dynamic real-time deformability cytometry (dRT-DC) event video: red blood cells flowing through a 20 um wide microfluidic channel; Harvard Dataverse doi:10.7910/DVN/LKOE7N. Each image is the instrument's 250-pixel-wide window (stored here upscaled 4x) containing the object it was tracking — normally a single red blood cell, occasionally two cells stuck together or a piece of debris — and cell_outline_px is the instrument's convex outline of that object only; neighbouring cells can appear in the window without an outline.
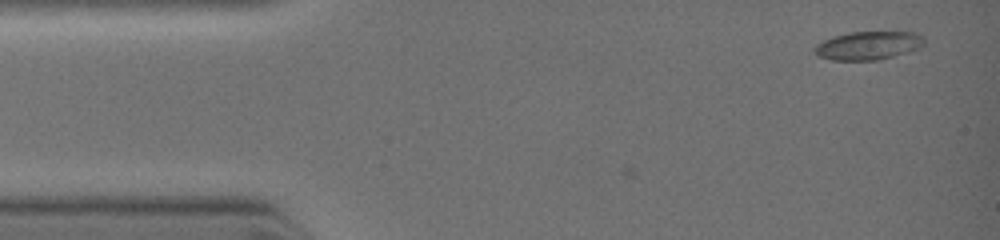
{"species": "common noctule bat (a hibernating species)", "species_latin": "Nyctalus noctula", "temperature_condition": "warm", "stored_images_in_passage": 5, "camera_frame_rate_fps": 3000, "um_per_image_px": 0.085, "animal": {"sex": "female", "body_mass_g": 19.0, "forearm_length_mm": 51.5}, "frame": {"image": 1, "passage_image": 1, "time_ms": 0.0, "image_size_px": [1000, 240], "cell_outline_px": [[924, 44], [920, 48], [908, 52], [880, 60], [832, 60], [816, 56], [812, 52], [812, 48], [816, 44], [832, 36], [848, 32], [916, 32], [924, 36]], "centroid_in_image_um": [73.77, 3.87], "position_along_channel_um": 11.2, "area_um2": 18.5}}